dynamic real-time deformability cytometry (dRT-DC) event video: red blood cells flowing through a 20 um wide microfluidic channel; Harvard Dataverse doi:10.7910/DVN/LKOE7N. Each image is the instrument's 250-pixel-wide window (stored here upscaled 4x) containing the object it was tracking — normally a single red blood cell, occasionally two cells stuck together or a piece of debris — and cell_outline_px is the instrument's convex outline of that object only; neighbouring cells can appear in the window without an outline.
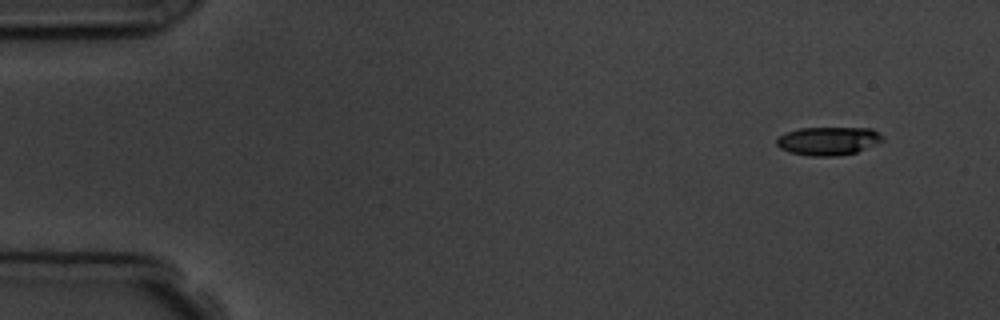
{"species": "common noctule bat (a hibernating species)", "species_latin": "Nyctalus noctula", "temperature_condition": "room temperature", "stored_images_in_passage": 4, "camera_frame_rate_fps": 3000, "um_per_image_px": 0.085, "animal": {"sex": "male", "body_mass_g": 19.5, "forearm_length_mm": 54.6}, "frame": {"image": 1, "passage_image": 1, "time_ms": 0.0, "image_size_px": [1000, 320], "cell_outline_px": [[884, 140], [856, 152], [836, 156], [808, 156], [788, 152], [780, 148], [776, 144], [776, 140], [784, 132], [800, 128], [872, 128], [884, 136]], "centroid_in_image_um": [70.38, 11.98], "position_along_channel_um": 14.6, "area_um2": 17.57}}
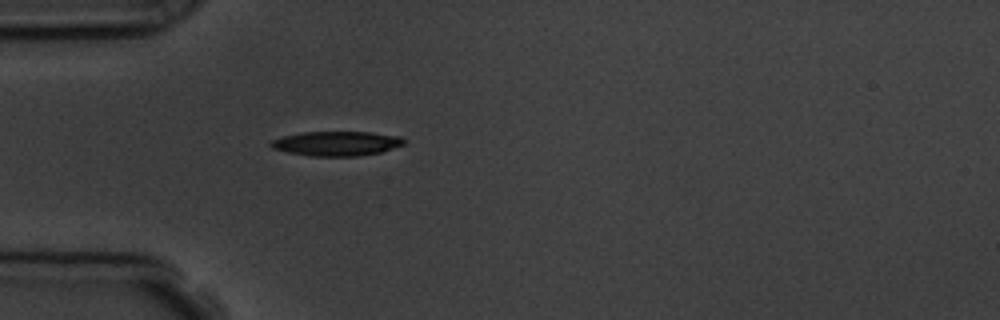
{"frame": {"image": 2, "passage_image": 4, "time_ms": 4.0, "image_size_px": [1000, 320], "cell_outline_px": [[404, 144], [380, 152], [356, 156], [312, 156], [288, 152], [272, 148], [268, 144], [272, 140], [284, 136], [304, 132], [368, 132], [400, 136], [404, 140]], "centroid_in_image_um": [28.59, 12.19], "position_along_channel_um": 56.4, "area_um2": 18.79}}